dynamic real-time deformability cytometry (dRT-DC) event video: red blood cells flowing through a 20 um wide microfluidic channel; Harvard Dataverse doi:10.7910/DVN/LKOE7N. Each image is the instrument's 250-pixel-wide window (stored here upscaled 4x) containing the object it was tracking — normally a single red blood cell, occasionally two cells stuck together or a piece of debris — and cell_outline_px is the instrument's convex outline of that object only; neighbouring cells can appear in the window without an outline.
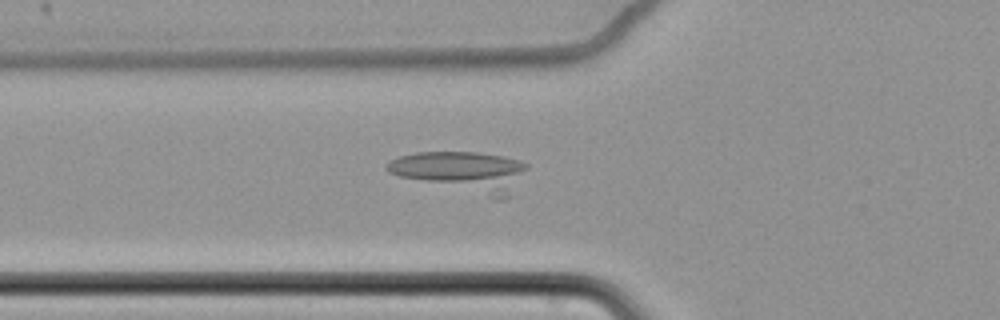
{"species": "common noctule bat (a hibernating species)", "species_latin": "Nyctalus noctula", "temperature_condition": "cold", "stored_images_in_passage": 54, "camera_frame_rate_fps": 3000, "um_per_image_px": 0.085, "animal": {"sex": "female", "body_mass_g": 22.7, "forearm_length_mm": 54.2}, "frame": {"image": 1, "passage_image": 15, "time_ms": 4.667, "image_size_px": [1000, 320], "cell_outline_px": [[528, 168], [508, 196], [504, 200], [496, 200], [400, 176], [388, 172], [384, 168], [384, 164], [400, 156], [416, 152], [476, 152], [500, 156], [520, 160], [528, 164]], "centroid_in_image_um": [39.28, 14.6], "position_along_channel_um": 86.5, "area_um2": 32.89}}
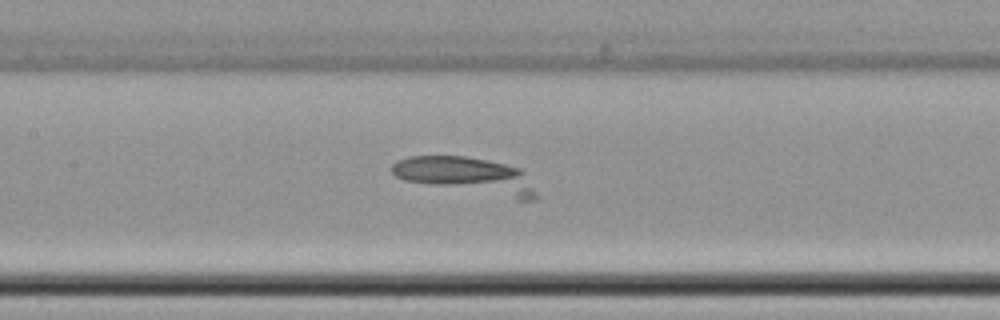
{"frame": {"image": 2, "passage_image": 22, "time_ms": 7.0, "image_size_px": [1000, 320], "cell_outline_px": [[536, 200], [516, 200], [404, 180], [396, 176], [392, 172], [392, 164], [396, 160], [408, 156], [464, 156], [488, 160], [520, 168], [524, 172], [536, 192]], "centroid_in_image_um": [39.67, 14.93], "position_along_channel_um": 167.7, "area_um2": 30.46}}
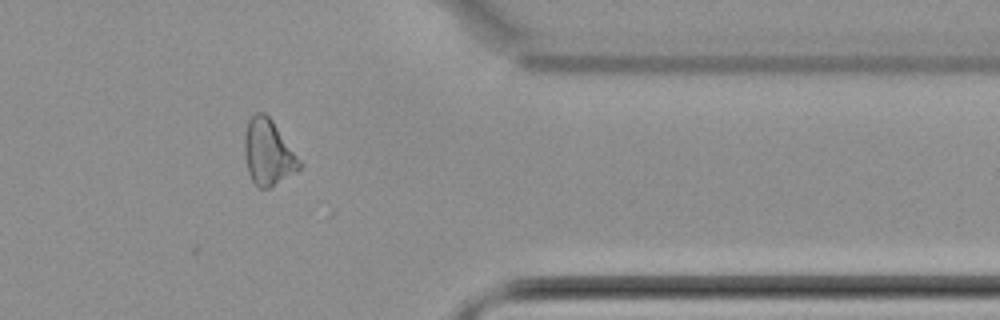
{"frame": {"image": 3, "passage_image": 42, "time_ms": 13.667, "image_size_px": [1000, 320], "cell_outline_px": [[304, 164], [296, 172], [268, 188], [260, 188], [252, 180], [248, 172], [244, 156], [244, 132], [248, 120], [256, 112], [264, 112], [272, 120]], "centroid_in_image_um": [22.79, 12.94], "position_along_channel_um": 388.6, "area_um2": 21.1}}